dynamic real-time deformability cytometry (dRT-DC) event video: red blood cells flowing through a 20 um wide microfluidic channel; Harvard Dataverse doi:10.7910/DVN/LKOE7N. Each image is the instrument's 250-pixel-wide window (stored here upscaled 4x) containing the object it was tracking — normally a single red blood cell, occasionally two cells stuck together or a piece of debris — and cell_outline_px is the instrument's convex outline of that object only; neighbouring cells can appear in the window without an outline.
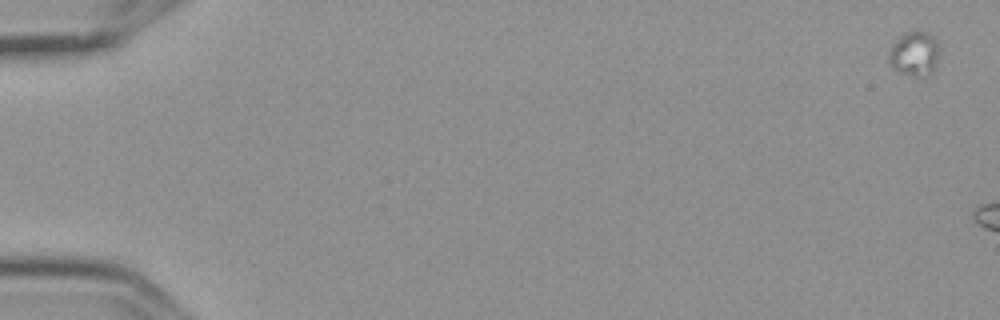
{"species": "Egyptian fruit bat (a non-hibernating species)", "species_latin": "Rousettus aegyptiacus", "temperature_condition": "cold", "stored_images_in_passage": 3, "segment_of_instrument_passage": [1, 2], "camera_frame_rate_fps": 3000, "um_per_image_px": 0.085, "frame": {"image": 1, "passage_image": 1, "time_ms": 0.0, "image_size_px": [1000, 320], "cell_outline_px": [[940, 52], [932, 72], [928, 76], [916, 76], [900, 72], [892, 68], [888, 60], [888, 52], [892, 44], [904, 32], [916, 28], [928, 32], [936, 40], [940, 48]], "centroid_in_image_um": [77.73, 4.52], "position_along_channel_um": 7.3, "area_um2": 13.53}}